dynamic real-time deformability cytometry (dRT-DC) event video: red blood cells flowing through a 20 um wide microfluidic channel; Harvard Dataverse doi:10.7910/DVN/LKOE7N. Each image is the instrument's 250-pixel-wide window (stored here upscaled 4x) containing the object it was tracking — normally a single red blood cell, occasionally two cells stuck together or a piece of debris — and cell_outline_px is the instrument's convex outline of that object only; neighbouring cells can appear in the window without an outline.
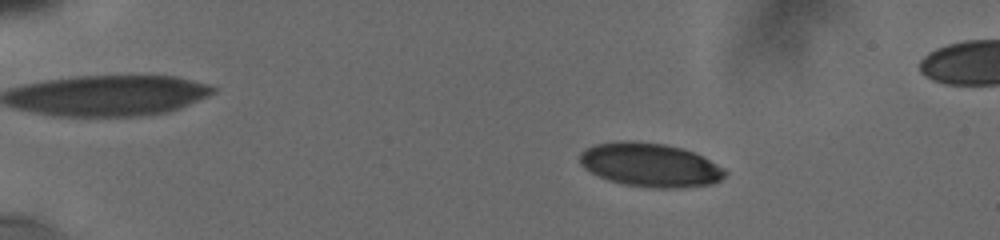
{"species": "human", "species_latin": "Homo sapiens", "temperature_condition": "cold", "stored_images_in_passage": 19, "camera_frame_rate_fps": 3000, "um_per_image_px": 0.085, "donor": {"sex": "male"}, "frame": {"image": 1, "passage_image": 5, "time_ms": 2.667, "image_size_px": [1000, 240], "cell_outline_px": [[728, 172], [720, 180], [712, 184], [680, 188], [652, 188], [624, 184], [608, 180], [584, 168], [580, 164], [580, 152], [584, 148], [596, 144], [620, 140], [636, 140], [664, 144], [684, 148], [724, 168]], "centroid_in_image_um": [55.24, 14.01], "position_along_channel_um": 29.8, "area_um2": 37.17}}
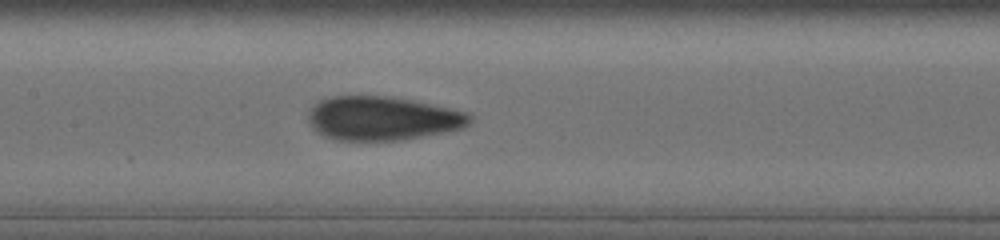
{"frame": {"image": 2, "passage_image": 14, "time_ms": 9.0, "image_size_px": [1000, 240], "cell_outline_px": [[472, 120], [464, 128], [404, 140], [332, 140], [316, 132], [312, 128], [308, 116], [308, 112], [320, 100], [332, 96], [384, 96], [408, 100], [468, 112], [472, 116]], "centroid_in_image_um": [32.49, 10.08], "position_along_channel_um": 174.9, "area_um2": 41.1}}
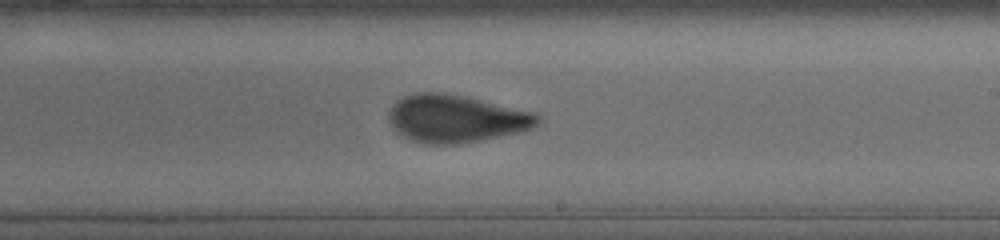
{"frame": {"image": 3, "passage_image": 17, "time_ms": 11.0, "image_size_px": [1000, 240], "cell_outline_px": [[544, 120], [532, 128], [520, 132], [480, 140], [456, 144], [424, 144], [412, 140], [396, 132], [392, 128], [388, 120], [388, 112], [396, 100], [404, 96], [420, 92], [444, 92], [464, 96], [536, 112]], "centroid_in_image_um": [38.77, 10.08], "position_along_channel_um": 250.2, "area_um2": 41.62}}